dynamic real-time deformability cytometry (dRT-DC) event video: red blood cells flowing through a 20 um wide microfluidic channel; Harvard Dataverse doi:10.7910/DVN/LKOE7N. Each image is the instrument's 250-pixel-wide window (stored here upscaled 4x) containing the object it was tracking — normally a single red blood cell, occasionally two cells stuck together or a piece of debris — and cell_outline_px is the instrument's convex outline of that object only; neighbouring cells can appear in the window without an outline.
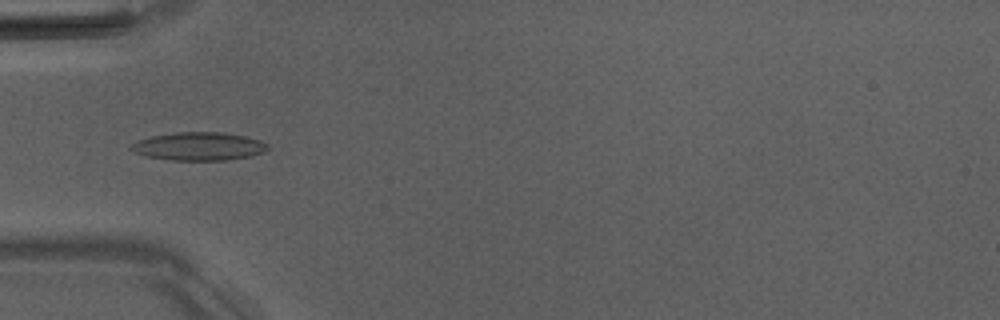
{"species": "Egyptian fruit bat (a non-hibernating species)", "species_latin": "Rousettus aegyptiacus", "temperature_condition": "room temperature", "stored_images_in_passage": 38, "camera_frame_rate_fps": 3000, "um_per_image_px": 0.085, "animal": {"sex": "male"}, "frame": {"image": 1, "passage_image": 4, "time_ms": 1.0, "image_size_px": [1000, 320], "cell_outline_px": [[268, 148], [264, 152], [252, 156], [228, 160], [172, 160], [144, 156], [128, 148], [132, 144], [140, 140], [152, 136], [176, 132], [220, 132], [244, 136], [260, 140], [268, 144]], "centroid_in_image_um": [16.92, 12.44], "position_along_channel_um": 68.1, "area_um2": 22.37}}
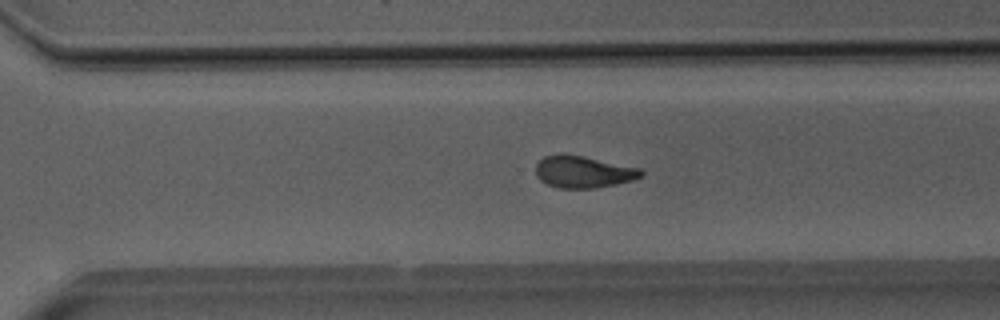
{"frame": {"image": 2, "passage_image": 23, "time_ms": 7.333, "image_size_px": [1000, 320], "cell_outline_px": [[644, 176], [632, 180], [616, 184], [596, 188], [560, 188], [548, 184], [540, 180], [536, 176], [536, 164], [544, 156], [580, 156], [640, 168], [644, 172]], "centroid_in_image_um": [49.61, 14.64], "position_along_channel_um": 321.0, "area_um2": 19.07}}
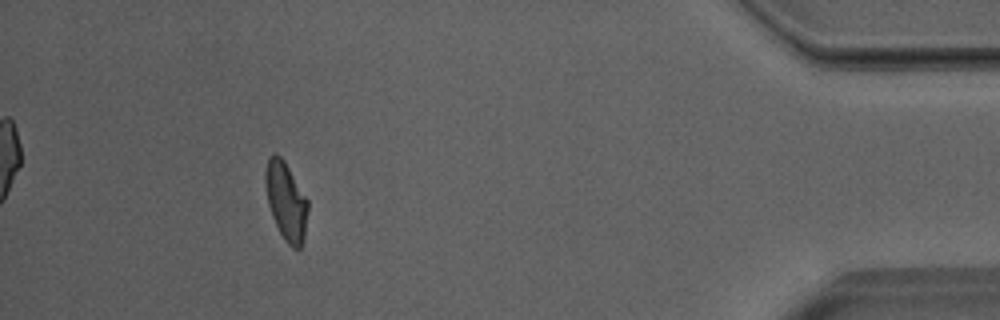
{"frame": {"image": 3, "passage_image": 34, "time_ms": 11.0, "image_size_px": [1000, 320], "cell_outline_px": [[308, 212], [304, 236], [300, 248], [292, 248], [284, 240], [272, 216], [268, 204], [264, 180], [264, 172], [268, 156], [272, 152], [276, 152], [284, 160], [308, 200]], "centroid_in_image_um": [24.29, 17.05], "position_along_channel_um": 410.9, "area_um2": 19.48}, "authors_computed_cell_mechanics": {"area_um2": 19.8254, "velocity_mm_per_s": 4.0009, "shape_relaxation_time_tau1_ms": 4.9586, "shape_relaxation_time_tau2_ms": 1.4263, "deformation_change_tau1": 0.1528, "deformation_change_tau2": 0.0792}}